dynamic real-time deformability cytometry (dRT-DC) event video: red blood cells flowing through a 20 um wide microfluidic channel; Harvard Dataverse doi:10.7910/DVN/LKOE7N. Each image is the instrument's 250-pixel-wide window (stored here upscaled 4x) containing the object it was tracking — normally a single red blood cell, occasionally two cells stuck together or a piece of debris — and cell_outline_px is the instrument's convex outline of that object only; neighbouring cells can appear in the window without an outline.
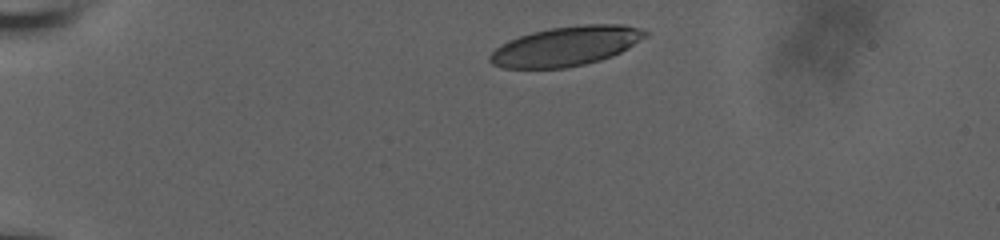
{"species": "human", "species_latin": "Homo sapiens", "temperature_condition": "room temperature", "stored_images_in_passage": 27, "camera_frame_rate_fps": 3000, "um_per_image_px": 0.085, "donor": {"sex": "male"}, "frame": {"image": 1, "passage_image": 1, "time_ms": 0.0, "image_size_px": [1000, 240], "cell_outline_px": [[648, 32], [644, 36], [628, 48], [612, 56], [600, 60], [584, 64], [564, 68], [504, 68], [492, 64], [488, 60], [488, 56], [500, 44], [508, 40], [532, 32], [552, 28], [584, 24], [624, 24]], "centroid_in_image_um": [48.05, 3.93], "position_along_channel_um": 36.9, "area_um2": 35.43}}
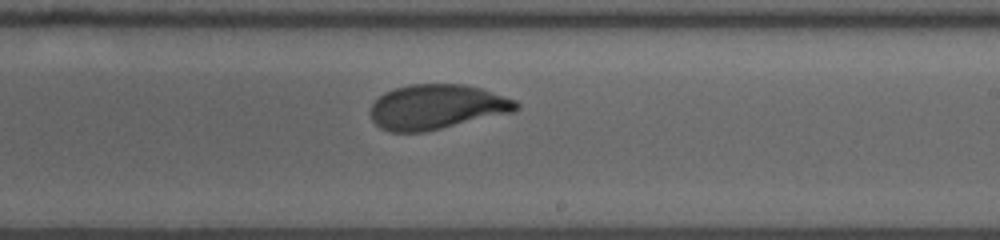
{"frame": {"image": 2, "passage_image": 16, "time_ms": 5.0, "image_size_px": [1000, 240], "cell_outline_px": [[520, 108], [516, 112], [424, 132], [388, 132], [380, 128], [372, 120], [372, 104], [384, 92], [392, 88], [412, 84], [464, 84], [480, 88], [516, 100], [520, 104]], "centroid_in_image_um": [37.16, 9.09], "position_along_channel_um": 251.8, "area_um2": 38.26}}
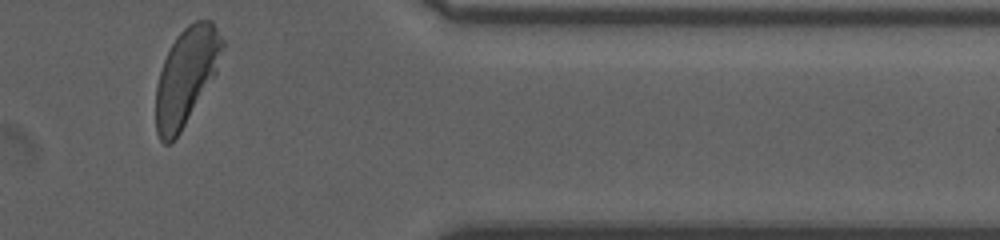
{"frame": {"image": 3, "passage_image": 27, "time_ms": 8.667, "image_size_px": [1000, 240], "cell_outline_px": [[224, 48], [216, 72], [180, 132], [172, 144], [164, 144], [160, 140], [156, 132], [156, 84], [164, 60], [176, 36], [188, 24], [196, 20], [212, 20], [224, 40]], "centroid_in_image_um": [15.82, 6.48], "position_along_channel_um": 395.6, "area_um2": 37.22}, "authors_computed_cell_mechanics": {"area_um2": 38.5526, "velocity_mm_per_s": 3.718, "shape_relaxation_time_tau1_ms": 1.5971, "shape_relaxation_time_tau2_ms": null, "deformation_change_tau1": 0.1198, "deformation_change_tau2": null}}